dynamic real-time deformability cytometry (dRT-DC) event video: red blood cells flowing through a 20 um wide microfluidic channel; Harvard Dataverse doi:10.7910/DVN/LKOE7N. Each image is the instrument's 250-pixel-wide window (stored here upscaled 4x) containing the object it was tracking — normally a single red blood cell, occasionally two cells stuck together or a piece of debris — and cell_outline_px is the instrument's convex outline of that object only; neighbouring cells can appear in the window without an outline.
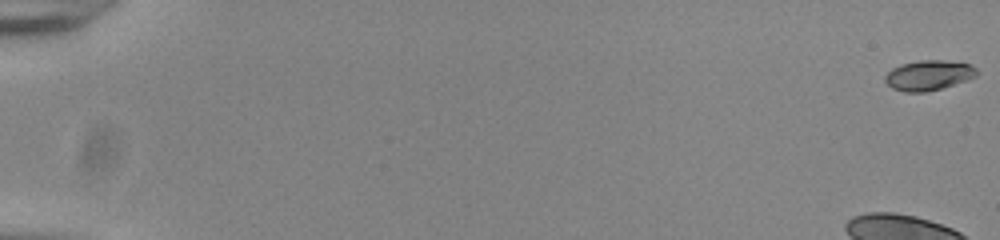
{"species": "common noctule bat (a hibernating species)", "species_latin": "Nyctalus noctula", "temperature_condition": "room temperature", "stored_images_in_passage": 56, "camera_frame_rate_fps": 3000, "um_per_image_px": 0.085, "animal": {"sex": "male", "body_mass_g": 20.0, "forearm_length_mm": 53.3}, "frame": {"image": 1, "passage_image": 1, "time_ms": 0.0, "image_size_px": [1000, 240], "cell_outline_px": [[980, 72], [976, 76], [940, 88], [924, 92], [904, 92], [892, 88], [884, 80], [884, 76], [892, 68], [900, 64], [920, 60], [944, 60], [968, 64], [976, 68]], "centroid_in_image_um": [78.89, 6.39], "position_along_channel_um": 6.1, "area_um2": 15.9}, "authors_computed_cell_mechanics": {"area_um2": 17.8891, "velocity_mm_per_s": 3.8401, "shape_relaxation_time_tau1_ms": 3.0506, "shape_relaxation_time_tau2_ms": 1.7947, "deformation_change_tau1": 0.1632, "deformation_change_tau2": 0.0577}}